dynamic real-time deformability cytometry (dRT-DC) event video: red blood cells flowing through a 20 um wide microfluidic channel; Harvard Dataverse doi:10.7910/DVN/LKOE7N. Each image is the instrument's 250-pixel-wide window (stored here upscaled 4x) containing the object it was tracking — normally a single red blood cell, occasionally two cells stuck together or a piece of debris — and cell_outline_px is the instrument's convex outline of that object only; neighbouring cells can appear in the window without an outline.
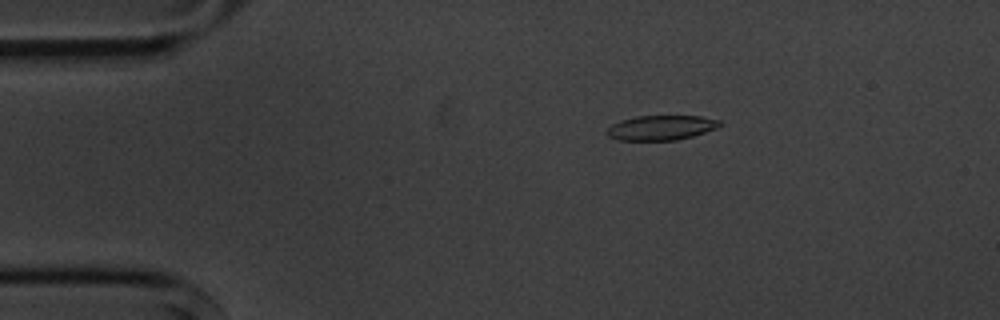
{"species": "common noctule bat (a hibernating species)", "species_latin": "Nyctalus noctula", "temperature_condition": "cold", "stored_images_in_passage": 9, "camera_frame_rate_fps": 3000, "um_per_image_px": 0.085, "animal": {"sex": "male", "body_mass_g": 20.1, "forearm_length_mm": 53.5}, "frame": {"image": 1, "passage_image": 3, "time_ms": 2.333, "image_size_px": [1000, 320], "cell_outline_px": [[724, 124], [716, 128], [692, 136], [676, 140], [616, 140], [608, 136], [604, 132], [612, 124], [620, 120], [636, 116], [700, 116], [720, 120]], "centroid_in_image_um": [56.17, 10.85], "position_along_channel_um": 28.8, "area_um2": 16.36}}
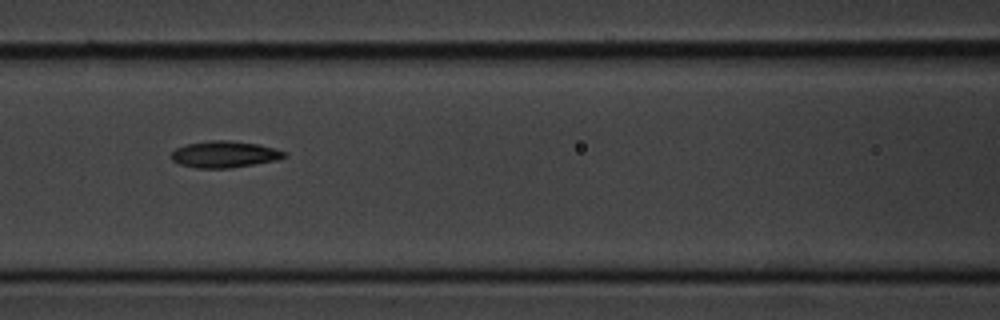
{"frame": {"image": 2, "passage_image": 7, "time_ms": 7.0, "image_size_px": [1000, 320], "cell_outline_px": [[288, 156], [276, 160], [228, 168], [196, 168], [180, 164], [172, 160], [168, 156], [176, 148], [188, 144], [212, 140], [228, 140], [260, 144], [288, 152]], "centroid_in_image_um": [19.09, 13.11], "position_along_channel_um": 147.5, "area_um2": 17.51}}
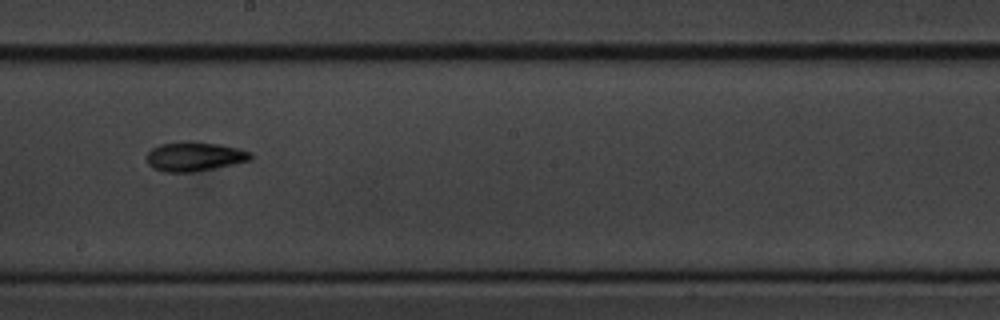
{"frame": {"image": 3, "passage_image": 9, "time_ms": 9.333, "image_size_px": [1000, 320], "cell_outline_px": [[252, 160], [192, 172], [164, 172], [152, 168], [148, 164], [148, 152], [152, 148], [160, 144], [184, 140], [192, 140], [220, 144], [240, 148], [252, 152]], "centroid_in_image_um": [16.54, 13.28], "position_along_channel_um": 231.7, "area_um2": 17.98}}